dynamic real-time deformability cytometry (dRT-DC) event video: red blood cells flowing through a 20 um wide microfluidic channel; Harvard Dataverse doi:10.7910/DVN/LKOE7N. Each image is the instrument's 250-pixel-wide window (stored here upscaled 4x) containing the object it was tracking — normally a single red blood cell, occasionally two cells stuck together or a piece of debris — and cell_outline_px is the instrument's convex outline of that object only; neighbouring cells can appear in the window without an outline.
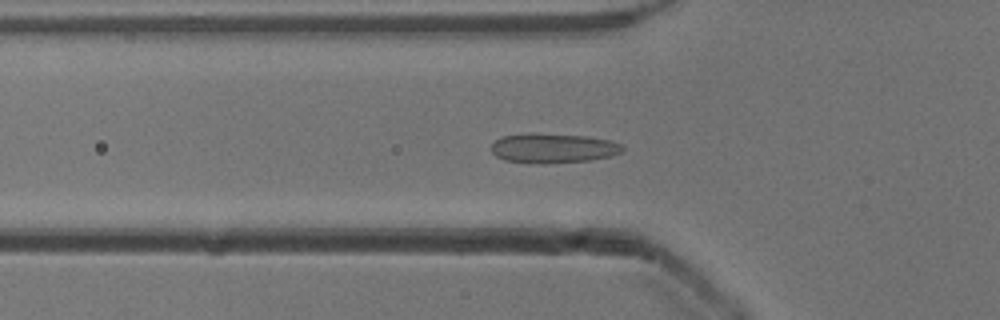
{"species": "common noctule bat (a hibernating species)", "species_latin": "Nyctalus noctula", "temperature_condition": "cold", "stored_images_in_passage": 52, "camera_frame_rate_fps": 3000, "um_per_image_px": 0.085, "animal": {"sex": "male", "body_mass_g": 13.3}, "frame": {"image": 1, "passage_image": 17, "time_ms": 5.333, "image_size_px": [1000, 320], "cell_outline_px": [[624, 152], [612, 156], [592, 160], [544, 164], [536, 164], [504, 160], [496, 156], [492, 152], [492, 144], [496, 140], [504, 136], [584, 136], [608, 140], [620, 144], [624, 148]], "centroid_in_image_um": [47.08, 12.66], "position_along_channel_um": 78.7, "area_um2": 21.73}}
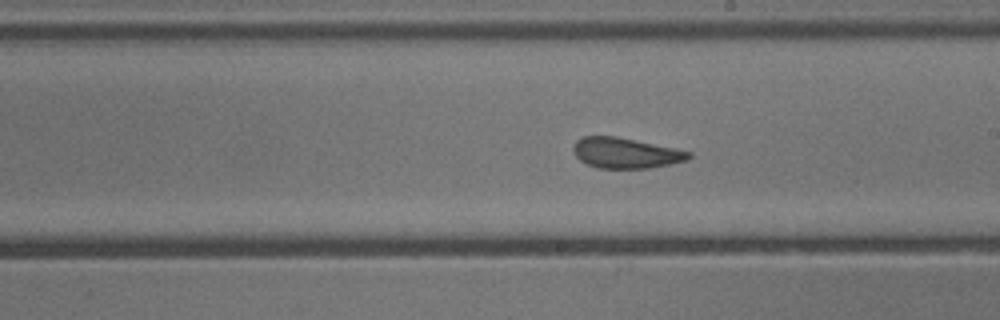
{"frame": {"image": 2, "passage_image": 29, "time_ms": 9.333, "image_size_px": [1000, 320], "cell_outline_px": [[692, 156], [688, 160], [648, 168], [596, 168], [580, 160], [576, 156], [572, 148], [576, 140], [584, 136], [616, 136], [676, 148], [692, 152]], "centroid_in_image_um": [53.18, 13.0], "position_along_channel_um": 235.8, "area_um2": 20.52}}
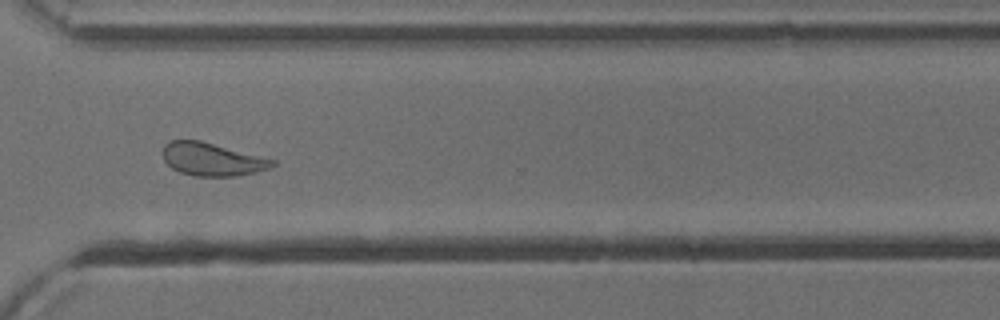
{"frame": {"image": 3, "passage_image": 38, "time_ms": 12.333, "image_size_px": [1000, 320], "cell_outline_px": [[276, 164], [268, 168], [256, 172], [236, 176], [196, 176], [180, 172], [172, 168], [164, 160], [164, 144], [172, 140], [200, 140], [276, 160]], "centroid_in_image_um": [18.03, 13.54], "position_along_channel_um": 352.6, "area_um2": 20.87}}